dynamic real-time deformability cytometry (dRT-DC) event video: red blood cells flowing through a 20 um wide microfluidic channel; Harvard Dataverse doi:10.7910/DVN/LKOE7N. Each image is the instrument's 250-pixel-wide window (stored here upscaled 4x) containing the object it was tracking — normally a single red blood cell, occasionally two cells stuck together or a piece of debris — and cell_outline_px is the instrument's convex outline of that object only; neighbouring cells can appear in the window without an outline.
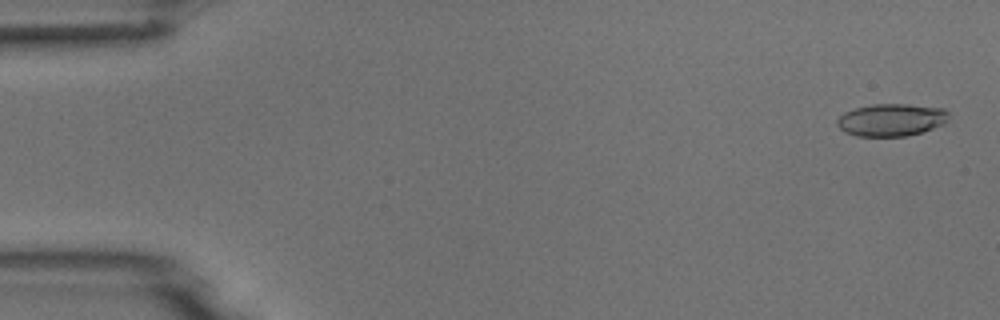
{"species": "common noctule bat (a hibernating species)", "species_latin": "Nyctalus noctula", "temperature_condition": "room temperature", "stored_images_in_passage": 53, "camera_frame_rate_fps": 3000, "um_per_image_px": 0.085, "animal": {"sex": "male", "body_mass_g": 18.8}, "frame": {"image": 1, "passage_image": 2, "time_ms": 0.333, "image_size_px": [1000, 320], "cell_outline_px": [[948, 120], [944, 124], [920, 132], [904, 136], [856, 136], [844, 132], [836, 124], [836, 120], [844, 112], [856, 108], [872, 104], [908, 104], [944, 108], [948, 112]], "centroid_in_image_um": [75.75, 10.18], "position_along_channel_um": 9.3, "area_um2": 21.1}}
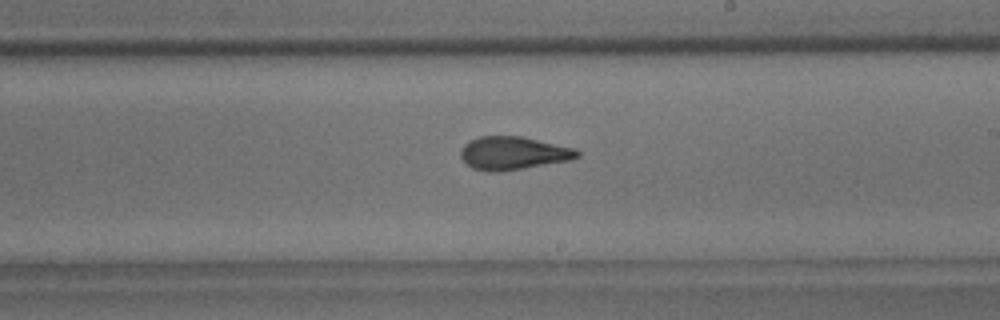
{"frame": {"image": 2, "passage_image": 31, "time_ms": 10.0, "image_size_px": [1000, 320], "cell_outline_px": [[580, 156], [572, 160], [500, 172], [488, 172], [472, 168], [460, 156], [460, 152], [464, 144], [480, 136], [524, 136], [576, 148], [580, 152]], "centroid_in_image_um": [43.67, 13.02], "position_along_channel_um": 245.3, "area_um2": 22.72}}
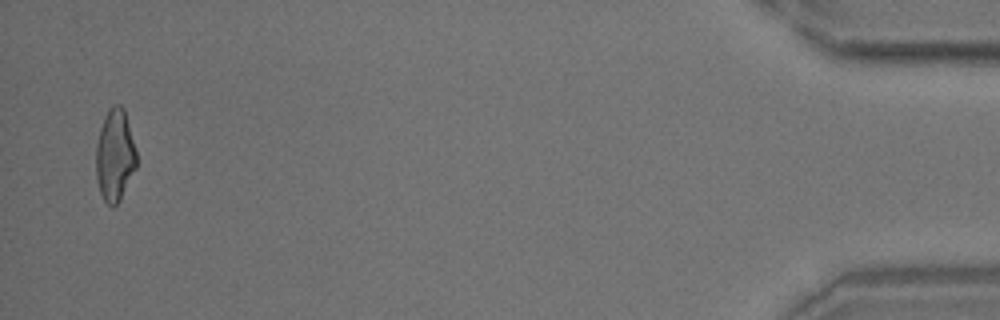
{"frame": {"image": 3, "passage_image": 52, "time_ms": 17.0, "image_size_px": [1000, 320], "cell_outline_px": [[136, 168], [120, 200], [112, 208], [104, 200], [100, 192], [96, 180], [96, 144], [100, 128], [104, 116], [108, 108], [112, 104], [120, 104], [124, 108], [136, 152]], "centroid_in_image_um": [9.75, 13.19], "position_along_channel_um": 425.5, "area_um2": 21.79}}